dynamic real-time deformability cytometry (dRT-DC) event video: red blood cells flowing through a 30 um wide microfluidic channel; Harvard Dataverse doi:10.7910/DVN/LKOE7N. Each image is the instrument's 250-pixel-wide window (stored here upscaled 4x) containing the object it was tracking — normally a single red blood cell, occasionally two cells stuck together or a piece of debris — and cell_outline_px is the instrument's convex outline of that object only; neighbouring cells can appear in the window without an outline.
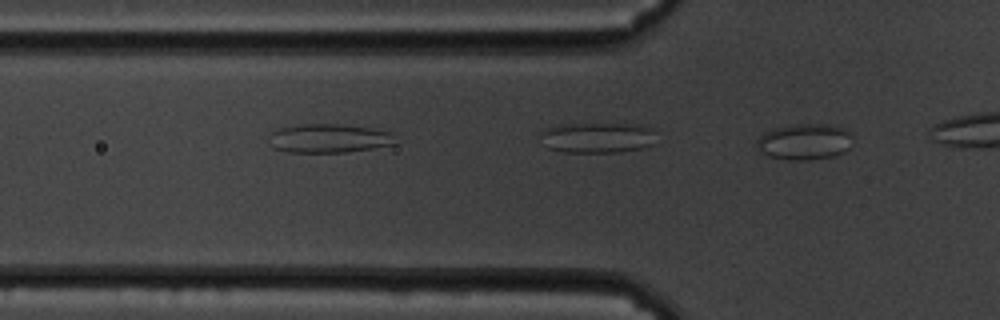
{"species": "common noctule bat (a hibernating species)", "species_latin": "Nyctalus noctula", "temperature_condition": "cold", "stored_images_in_passage": 11, "camera_frame_rate_fps": 3000, "um_per_image_px": 0.085, "animal": {"sex": "male", "body_mass_g": 19.5, "forearm_length_mm": 54.6}, "frame": {"image": 1, "passage_image": 11, "time_ms": 3.333, "image_size_px": [1000, 320], "cell_outline_px": [[848, 148], [844, 152], [832, 156], [808, 160], [788, 160], [768, 156], [760, 152], [756, 148], [756, 140], [764, 132], [772, 128], [796, 124], [828, 124], [844, 128], [848, 132]], "centroid_in_image_um": [68.29, 12.05], "position_along_channel_um": 57.5, "area_um2": 20.06}}